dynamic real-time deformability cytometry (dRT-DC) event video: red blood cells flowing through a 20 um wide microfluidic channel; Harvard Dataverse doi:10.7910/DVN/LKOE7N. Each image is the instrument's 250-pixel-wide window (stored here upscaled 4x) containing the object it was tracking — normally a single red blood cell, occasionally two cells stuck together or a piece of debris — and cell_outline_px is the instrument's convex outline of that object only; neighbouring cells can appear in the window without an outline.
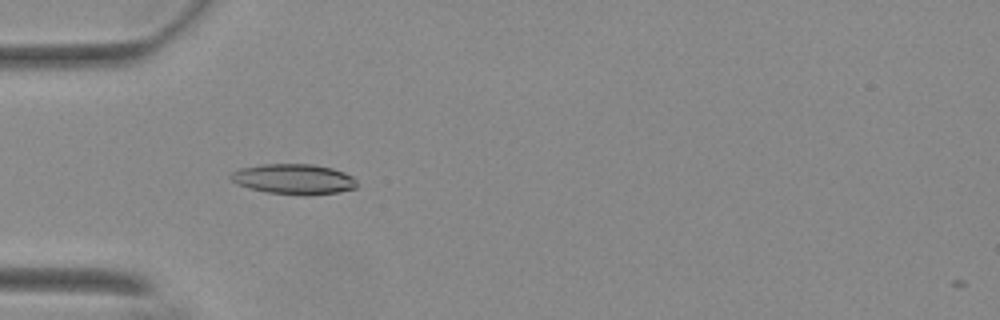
{"species": "Egyptian fruit bat (a non-hibernating species)", "species_latin": "Rousettus aegyptiacus", "temperature_condition": "warm", "stored_images_in_passage": 56, "camera_frame_rate_fps": 3000, "um_per_image_px": 0.085, "animal": {"sex": "female"}, "frame": {"image": 1, "passage_image": 18, "time_ms": 5.667, "image_size_px": [1000, 320], "cell_outline_px": [[356, 188], [340, 192], [308, 196], [268, 192], [248, 188], [236, 184], [228, 176], [232, 172], [240, 168], [260, 164], [312, 164], [332, 168], [344, 172], [352, 176], [356, 180]], "centroid_in_image_um": [24.97, 15.23], "position_along_channel_um": 60.0, "area_um2": 22.48}}
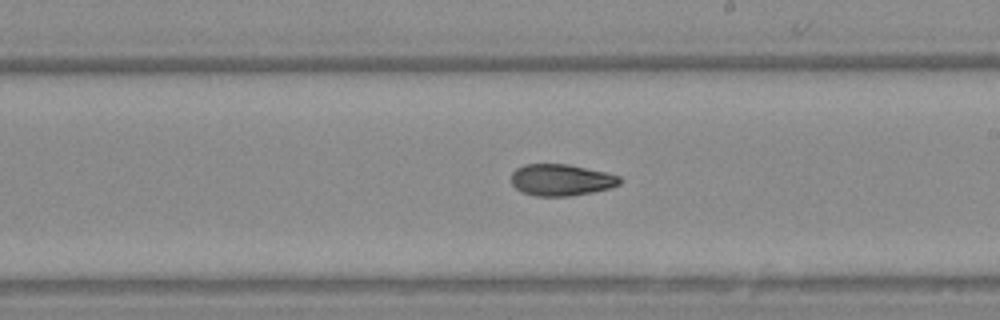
{"frame": {"image": 2, "passage_image": 33, "time_ms": 10.667, "image_size_px": [1000, 320], "cell_outline_px": [[620, 184], [608, 188], [592, 192], [568, 196], [536, 196], [520, 192], [512, 184], [512, 172], [516, 168], [524, 164], [568, 164], [604, 172], [620, 176]], "centroid_in_image_um": [47.66, 15.29], "position_along_channel_um": 241.3, "area_um2": 19.88}}
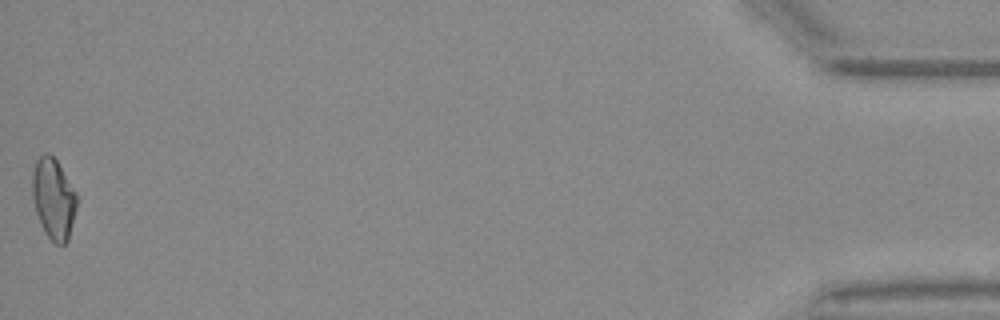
{"frame": {"image": 3, "passage_image": 56, "time_ms": 18.333, "image_size_px": [1000, 320], "cell_outline_px": [[76, 208], [68, 240], [64, 244], [56, 244], [44, 232], [36, 212], [32, 196], [32, 172], [36, 160], [44, 152], [48, 152], [56, 160], [76, 192]], "centroid_in_image_um": [4.53, 16.87], "position_along_channel_um": 430.7, "area_um2": 20.75}, "authors_computed_cell_mechanics": {"area_um2": 20.6057, "velocity_mm_per_s": 3.7079, "shape_relaxation_time_tau1_ms": null, "shape_relaxation_time_tau2_ms": 4.9485, "deformation_change_tau1": null, "deformation_change_tau2": 0.1201}}